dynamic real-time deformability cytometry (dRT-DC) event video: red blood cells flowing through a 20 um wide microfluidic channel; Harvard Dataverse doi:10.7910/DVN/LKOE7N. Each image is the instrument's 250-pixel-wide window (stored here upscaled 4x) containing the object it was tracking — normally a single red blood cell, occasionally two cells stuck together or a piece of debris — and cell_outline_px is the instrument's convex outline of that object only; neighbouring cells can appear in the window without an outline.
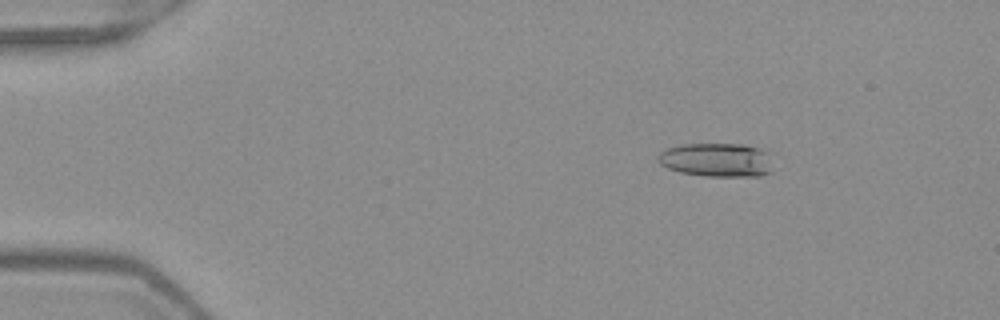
{"species": "Egyptian fruit bat (a non-hibernating species)", "species_latin": "Rousettus aegyptiacus", "temperature_condition": "warm", "stored_images_in_passage": 52, "camera_frame_rate_fps": 3000, "um_per_image_px": 0.085, "frame": {"image": 1, "passage_image": 8, "time_ms": 2.333, "image_size_px": [1000, 320], "cell_outline_px": [[776, 152], [772, 172], [760, 176], [704, 176], [680, 172], [668, 168], [660, 164], [656, 160], [656, 156], [660, 152], [668, 148], [680, 144], [744, 144]], "centroid_in_image_um": [61.04, 13.58], "position_along_channel_um": 24.0, "area_um2": 23.58}}
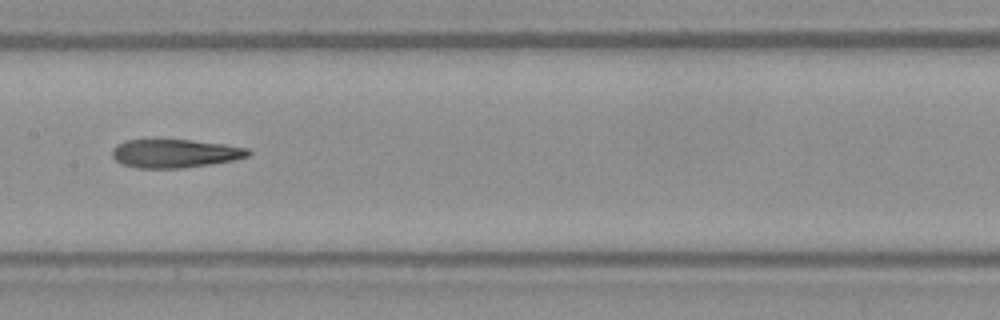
{"frame": {"image": 2, "passage_image": 27, "time_ms": 8.667, "image_size_px": [1000, 320], "cell_outline_px": [[252, 152], [248, 156], [236, 160], [180, 168], [136, 168], [120, 164], [112, 156], [112, 148], [116, 144], [124, 140], [192, 140], [224, 144], [248, 148]], "centroid_in_image_um": [14.85, 13.04], "position_along_channel_um": 192.6, "area_um2": 22.66}}
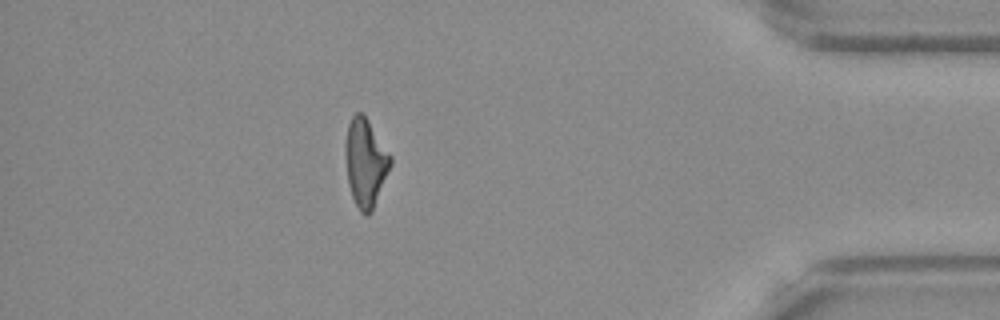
{"frame": {"image": 3, "passage_image": 46, "time_ms": 15.0, "image_size_px": [1000, 320], "cell_outline_px": [[392, 164], [372, 212], [368, 216], [364, 216], [360, 212], [352, 196], [348, 184], [344, 152], [344, 144], [348, 124], [352, 116], [356, 112], [364, 112], [392, 156]], "centroid_in_image_um": [31.06, 13.8], "position_along_channel_um": 404.1, "area_um2": 23.7}, "authors_computed_cell_mechanics": {"area_um2": 23.0044, "velocity_mm_per_s": 3.9904, "shape_relaxation_time_tau1_ms": 11.302, "shape_relaxation_time_tau2_ms": 3.414, "deformation_change_tau1": 0.3507, "deformation_change_tau2": 0.1608}}